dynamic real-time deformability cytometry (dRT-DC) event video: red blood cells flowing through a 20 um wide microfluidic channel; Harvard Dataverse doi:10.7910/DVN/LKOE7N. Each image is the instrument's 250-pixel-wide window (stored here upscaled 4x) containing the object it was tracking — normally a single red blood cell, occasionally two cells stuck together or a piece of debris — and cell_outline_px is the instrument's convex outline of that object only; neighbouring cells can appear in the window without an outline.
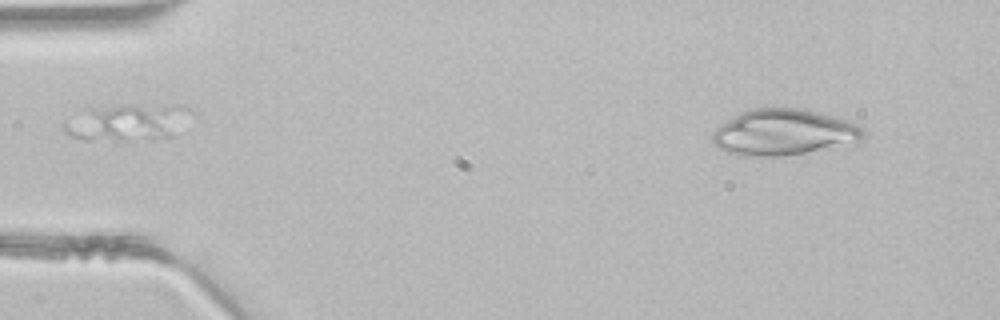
{"species": "common noctule bat (a hibernating species)", "species_latin": "Nyctalus noctula", "temperature_condition": "room temperature", "stored_images_in_passage": 41, "camera_frame_rate_fps": 3000, "um_per_image_px": 0.085, "animal": {"sex": "male", "body_mass_g": 21.5, "forearm_length_mm": 52.0}, "frame": {"image": 1, "passage_image": 1, "time_ms": 0.0, "image_size_px": [1000, 320], "cell_outline_px": [[868, 136], [856, 144], [780, 156], [756, 156], [728, 152], [720, 148], [712, 140], [712, 132], [716, 128], [740, 112], [752, 108], [808, 108], [836, 116], [848, 120], [864, 128], [868, 132]], "centroid_in_image_um": [66.75, 11.22], "position_along_channel_um": 18.3, "area_um2": 40.92}}
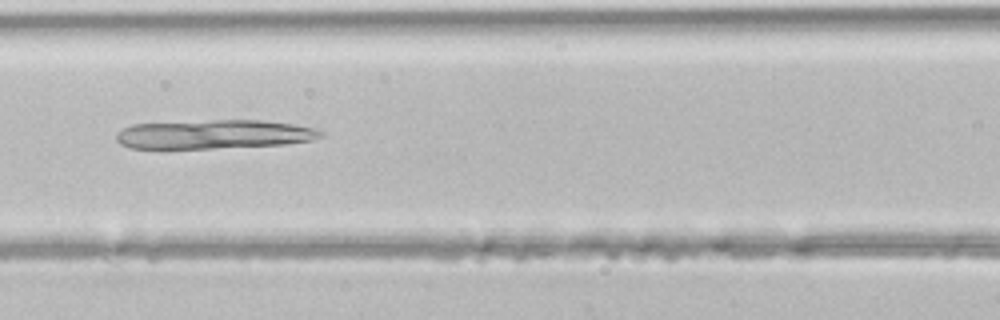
{"frame": {"image": 2, "passage_image": 16, "time_ms": 5.0, "image_size_px": [1000, 320], "cell_outline_px": [[324, 132], [320, 136], [312, 140], [288, 144], [212, 148], [128, 148], [120, 144], [116, 140], [116, 132], [132, 124], [212, 120], [260, 120], [296, 124], [320, 128]], "centroid_in_image_um": [18.22, 11.41], "position_along_channel_um": 148.4, "area_um2": 34.74}}
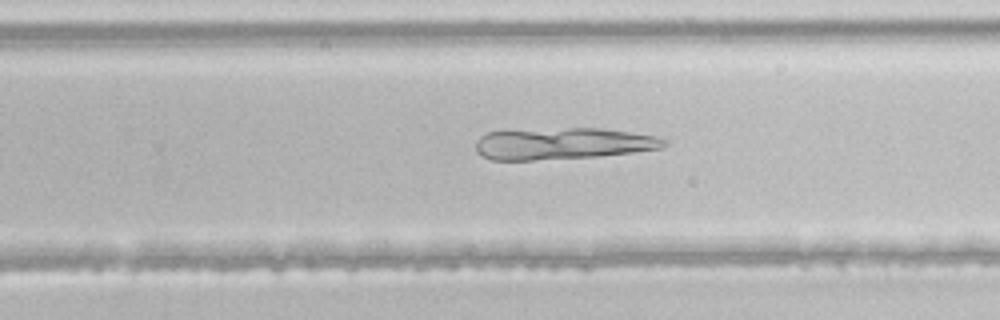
{"frame": {"image": 3, "passage_image": 25, "time_ms": 8.0, "image_size_px": [1000, 320], "cell_outline_px": [[668, 144], [660, 148], [632, 152], [596, 156], [532, 160], [492, 160], [476, 152], [476, 140], [480, 136], [488, 132], [568, 128], [604, 128], [656, 136], [668, 140]], "centroid_in_image_um": [47.86, 12.2], "position_along_channel_um": 281.9, "area_um2": 34.45}}